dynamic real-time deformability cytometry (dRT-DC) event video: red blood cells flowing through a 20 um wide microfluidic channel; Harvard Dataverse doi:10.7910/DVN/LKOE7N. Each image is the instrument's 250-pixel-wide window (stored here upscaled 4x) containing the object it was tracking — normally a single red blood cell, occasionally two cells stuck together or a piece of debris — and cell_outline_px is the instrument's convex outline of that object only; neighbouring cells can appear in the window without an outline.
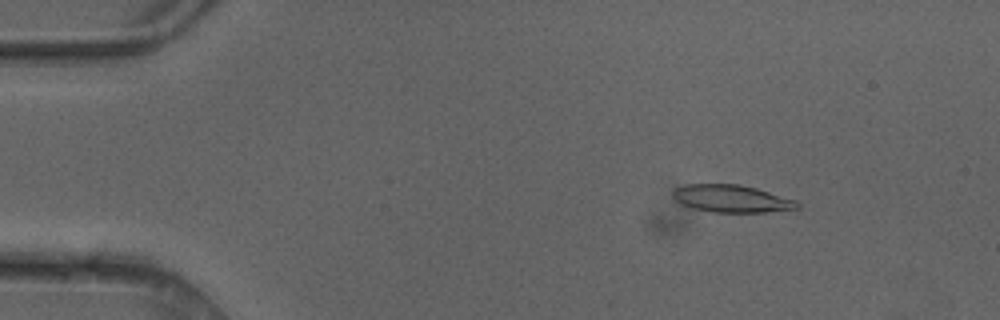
{"species": "common noctule bat (a hibernating species)", "species_latin": "Nyctalus noctula", "temperature_condition": "cold", "stored_images_in_passage": 4, "camera_frame_rate_fps": 3000, "um_per_image_px": 0.085, "animal": {"sex": "female"}, "frame": {"image": 1, "passage_image": 2, "time_ms": 0.333, "image_size_px": [1000, 320], "cell_outline_px": [[800, 208], [764, 212], [712, 212], [692, 208], [676, 200], [672, 196], [672, 192], [676, 188], [684, 184], [740, 184], [756, 188], [796, 200], [800, 204]], "centroid_in_image_um": [62.19, 16.88], "position_along_channel_um": 22.8, "area_um2": 19.83}}